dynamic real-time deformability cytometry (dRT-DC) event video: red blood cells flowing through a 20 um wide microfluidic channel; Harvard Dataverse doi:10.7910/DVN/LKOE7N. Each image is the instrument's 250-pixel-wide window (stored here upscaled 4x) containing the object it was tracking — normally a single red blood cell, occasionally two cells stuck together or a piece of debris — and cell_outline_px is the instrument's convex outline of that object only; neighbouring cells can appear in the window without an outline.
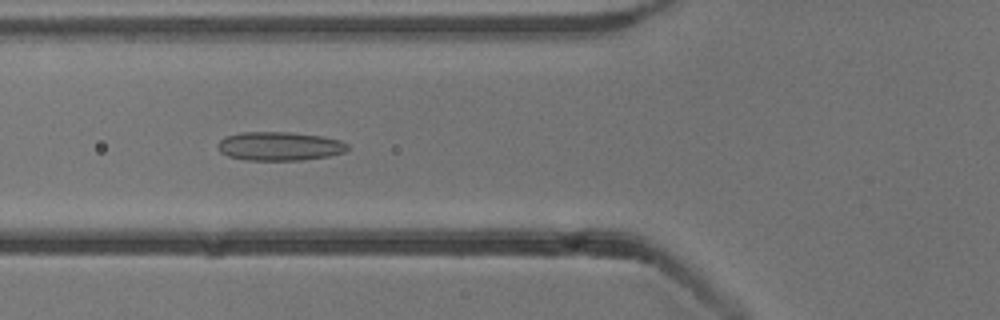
{"species": "common noctule bat (a hibernating species)", "species_latin": "Nyctalus noctula", "temperature_condition": "cold", "stored_images_in_passage": 50, "camera_frame_rate_fps": 3000, "um_per_image_px": 0.085, "animal": {"sex": "male", "body_mass_g": 13.3}, "frame": {"image": 1, "passage_image": 16, "time_ms": 5.0, "image_size_px": [1000, 320], "cell_outline_px": [[348, 148], [344, 152], [328, 156], [304, 160], [244, 160], [228, 156], [220, 152], [216, 144], [224, 136], [240, 132], [288, 132], [320, 136], [340, 140], [348, 144]], "centroid_in_image_um": [23.71, 12.43], "position_along_channel_um": 102.1, "area_um2": 21.85}}
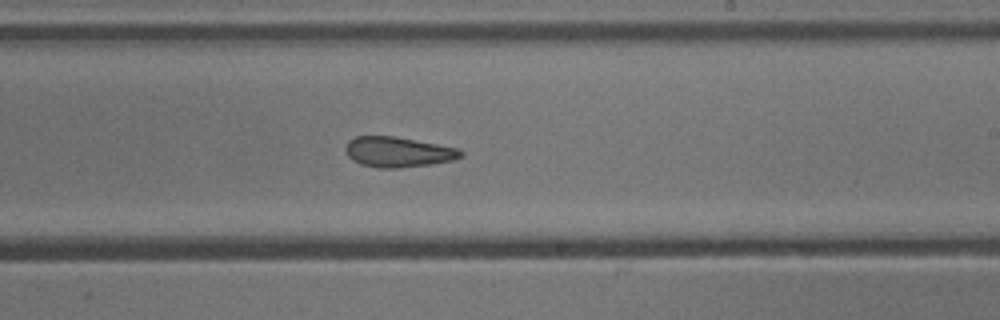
{"frame": {"image": 2, "passage_image": 28, "time_ms": 9.0, "image_size_px": [1000, 320], "cell_outline_px": [[464, 156], [452, 160], [428, 164], [400, 168], [376, 168], [360, 164], [352, 160], [348, 156], [344, 148], [348, 140], [356, 136], [392, 136], [460, 148], [464, 152]], "centroid_in_image_um": [33.82, 12.92], "position_along_channel_um": 255.2, "area_um2": 20.4}}
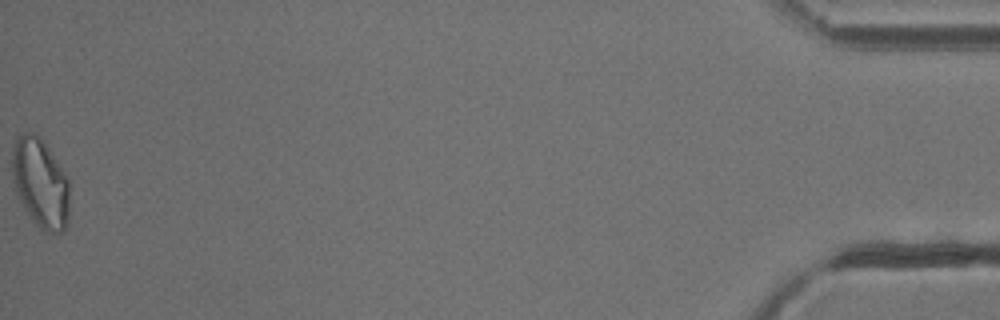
{"frame": {"image": 3, "passage_image": 50, "time_ms": 16.333, "image_size_px": [1000, 320], "cell_outline_px": [[68, 224], [64, 232], [48, 232], [40, 228], [32, 220], [24, 208], [16, 192], [12, 176], [12, 148], [20, 132], [32, 132], [40, 136], [64, 172], [68, 180]], "centroid_in_image_um": [3.42, 15.55], "position_along_channel_um": 431.8, "area_um2": 29.82}, "authors_computed_cell_mechanics": {"area_um2": 22.1374, "velocity_mm_per_s": 3.8155, "shape_relaxation_time_tau1_ms": null, "shape_relaxation_time_tau2_ms": 2.6532, "deformation_change_tau1": null, "deformation_change_tau2": 0.1128}}